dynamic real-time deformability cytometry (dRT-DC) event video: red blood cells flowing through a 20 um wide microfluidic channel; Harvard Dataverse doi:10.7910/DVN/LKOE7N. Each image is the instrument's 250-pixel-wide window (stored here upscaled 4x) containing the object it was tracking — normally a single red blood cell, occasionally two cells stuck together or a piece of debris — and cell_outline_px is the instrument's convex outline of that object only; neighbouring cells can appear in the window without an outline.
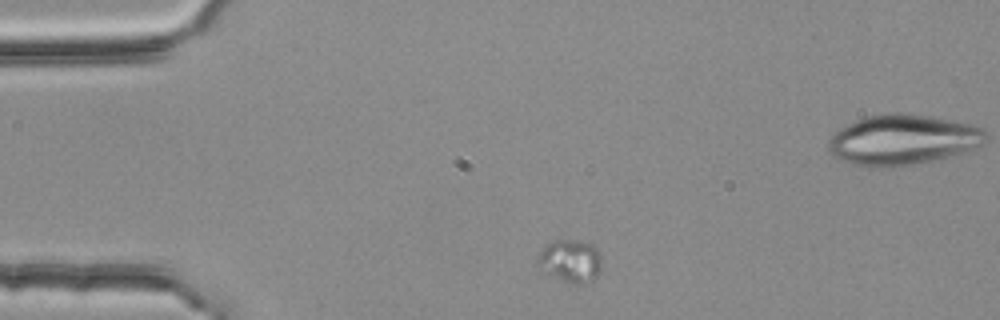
{"species": "common noctule bat (a hibernating species)", "species_latin": "Nyctalus noctula", "temperature_condition": "room temperature", "stored_images_in_passage": 3, "camera_frame_rate_fps": 3000, "um_per_image_px": 0.085, "animal": {"sex": "female", "body_mass_g": 25.1}, "frame": {"image": 1, "passage_image": 1, "time_ms": 0.0, "image_size_px": [1000, 320], "cell_outline_px": [[600, 272], [592, 280], [580, 284], [572, 284], [548, 272], [536, 260], [540, 252], [548, 244], [556, 240], [580, 240], [592, 244], [600, 252]], "centroid_in_image_um": [48.54, 22.15], "position_along_channel_um": 36.5, "area_um2": 15.43}}